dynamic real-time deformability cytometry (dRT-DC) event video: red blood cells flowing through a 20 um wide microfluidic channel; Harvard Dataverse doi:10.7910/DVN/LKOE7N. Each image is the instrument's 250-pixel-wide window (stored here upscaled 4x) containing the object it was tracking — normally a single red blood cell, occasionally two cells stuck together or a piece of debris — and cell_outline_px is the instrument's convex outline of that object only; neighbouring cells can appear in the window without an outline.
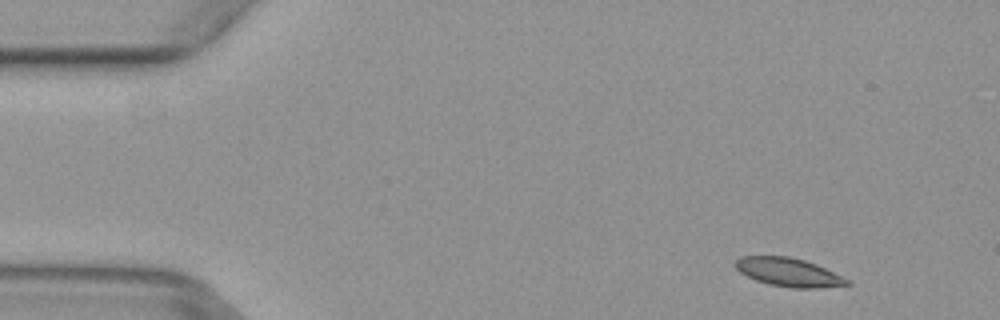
{"species": "common noctule bat (a hibernating species)", "species_latin": "Nyctalus noctula", "temperature_condition": "warm", "stored_images_in_passage": 4, "camera_frame_rate_fps": 3000, "um_per_image_px": 0.085, "animal": {"sex": "female", "body_mass_g": 29.2, "forearm_length_mm": 56.3}, "frame": {"image": 1, "passage_image": 1, "time_ms": 0.0, "image_size_px": [1000, 320], "cell_outline_px": [[852, 284], [820, 288], [792, 288], [768, 284], [756, 280], [740, 272], [732, 264], [740, 256], [788, 256], [804, 260], [816, 264], [852, 280]], "centroid_in_image_um": [67.05, 23.14], "position_along_channel_um": 17.9, "area_um2": 18.73}}